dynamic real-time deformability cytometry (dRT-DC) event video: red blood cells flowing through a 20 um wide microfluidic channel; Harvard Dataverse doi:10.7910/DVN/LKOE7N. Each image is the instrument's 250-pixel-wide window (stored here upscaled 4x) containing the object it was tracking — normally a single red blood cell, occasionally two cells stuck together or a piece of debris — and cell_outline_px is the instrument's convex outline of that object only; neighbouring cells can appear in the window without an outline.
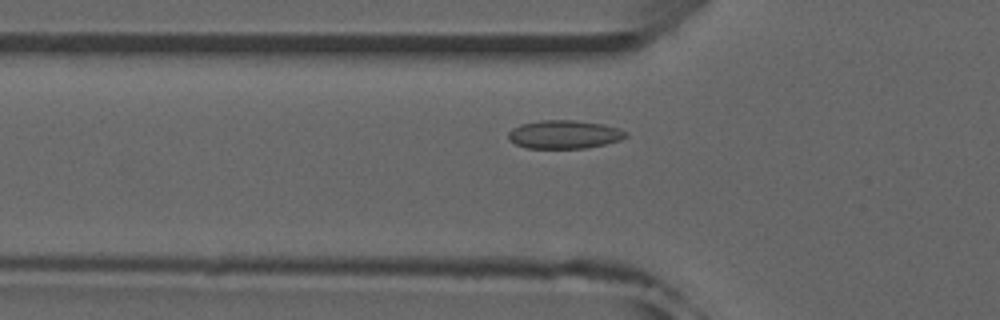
{"species": "common noctule bat (a hibernating species)", "species_latin": "Nyctalus noctula", "temperature_condition": "room temperature", "stored_images_in_passage": 48, "camera_frame_rate_fps": 3000, "um_per_image_px": 0.085, "animal": {"sex": "male", "forearm_length_mm": 52.5}, "frame": {"image": 1, "passage_image": 14, "time_ms": 4.333, "image_size_px": [1000, 320], "cell_outline_px": [[628, 136], [620, 140], [604, 144], [584, 148], [528, 148], [516, 144], [508, 140], [508, 132], [512, 128], [520, 124], [540, 120], [572, 120], [604, 124], [620, 128], [628, 132]], "centroid_in_image_um": [47.96, 11.42], "position_along_channel_um": 77.8, "area_um2": 19.54}}
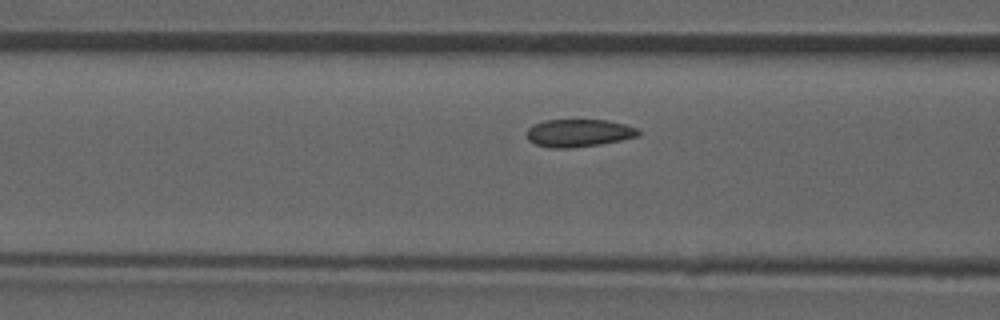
{"frame": {"image": 2, "passage_image": 17, "time_ms": 5.333, "image_size_px": [1000, 320], "cell_outline_px": [[640, 136], [600, 144], [572, 148], [552, 148], [536, 144], [528, 140], [528, 128], [544, 120], [604, 120], [624, 124], [636, 128], [640, 132]], "centroid_in_image_um": [49.2, 11.31], "position_along_channel_um": 117.4, "area_um2": 17.8}}
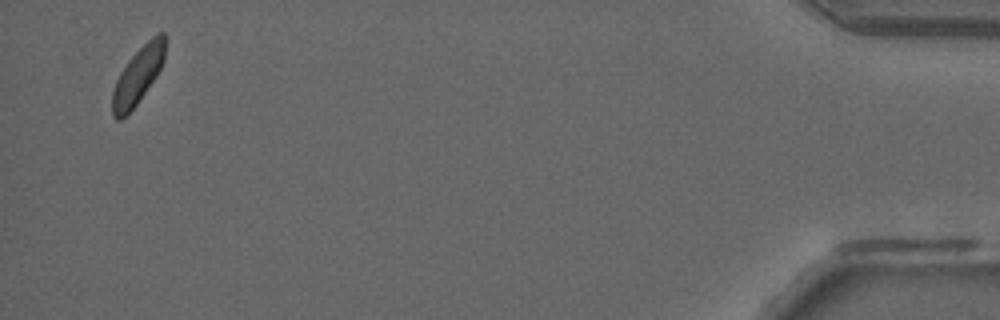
{"frame": {"image": 3, "passage_image": 47, "time_ms": 15.333, "image_size_px": [1000, 320], "cell_outline_px": [[164, 60], [156, 76], [136, 104], [120, 120], [116, 120], [112, 116], [112, 92], [116, 80], [120, 72], [128, 60], [152, 36], [160, 32], [164, 32]], "centroid_in_image_um": [11.69, 6.43], "position_along_channel_um": 423.5, "area_um2": 17.05}, "authors_computed_cell_mechanics": {"area_um2": 18.2648, "velocity_mm_per_s": 3.9225, "shape_relaxation_time_tau1_ms": 2.547, "shape_relaxation_time_tau2_ms": null, "deformation_change_tau1": 0.0452, "deformation_change_tau2": null}}